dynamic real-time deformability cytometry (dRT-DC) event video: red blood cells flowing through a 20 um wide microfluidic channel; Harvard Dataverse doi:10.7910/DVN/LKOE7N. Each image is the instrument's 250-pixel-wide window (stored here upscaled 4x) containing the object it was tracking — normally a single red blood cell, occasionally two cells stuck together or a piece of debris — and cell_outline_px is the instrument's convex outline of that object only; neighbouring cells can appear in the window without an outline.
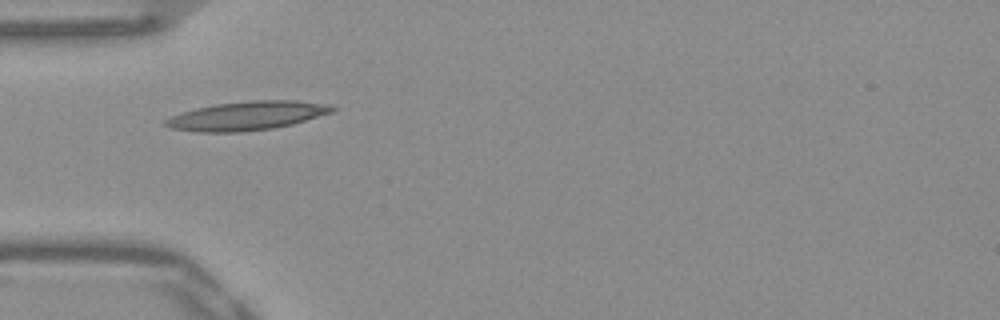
{"species": "Egyptian fruit bat (a non-hibernating species)", "species_latin": "Rousettus aegyptiacus", "temperature_condition": "warm", "stored_images_in_passage": 37, "camera_frame_rate_fps": 3000, "um_per_image_px": 0.085, "frame": {"image": 1, "passage_image": 1, "time_ms": 0.0, "image_size_px": [1000, 320], "cell_outline_px": [[336, 108], [332, 112], [292, 124], [272, 128], [240, 132], [196, 132], [172, 128], [164, 124], [164, 120], [180, 112], [196, 108], [216, 104], [252, 100], [296, 100], [332, 104]], "centroid_in_image_um": [21.01, 9.83], "position_along_channel_um": 64.0, "area_um2": 27.98}}
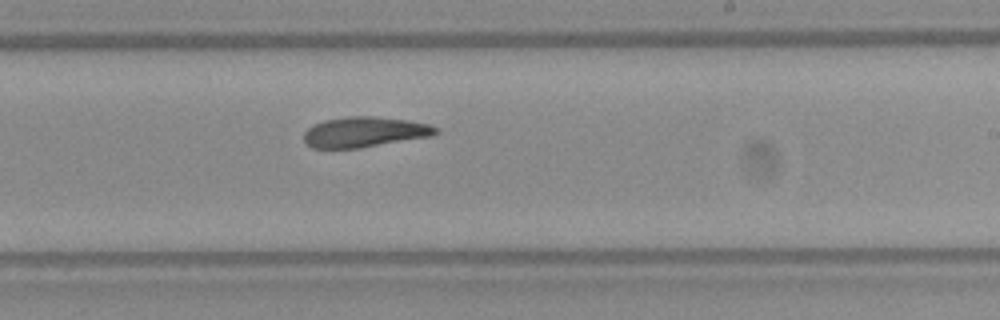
{"frame": {"image": 2, "passage_image": 16, "time_ms": 5.0, "image_size_px": [1000, 320], "cell_outline_px": [[440, 132], [432, 136], [360, 148], [312, 148], [304, 140], [304, 132], [312, 124], [324, 120], [348, 116], [372, 116], [408, 120], [428, 124], [440, 128]], "centroid_in_image_um": [31.01, 11.22], "position_along_channel_um": 258.0, "area_um2": 23.47}}
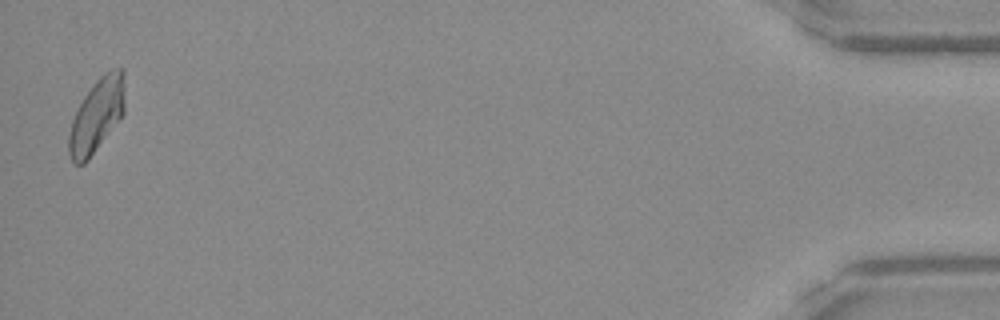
{"frame": {"image": 3, "passage_image": 36, "time_ms": 11.667, "image_size_px": [1000, 320], "cell_outline_px": [[124, 112], [88, 160], [84, 164], [76, 164], [72, 160], [68, 152], [68, 136], [72, 120], [84, 96], [96, 80], [104, 72], [112, 68], [124, 68]], "centroid_in_image_um": [8.22, 9.78], "position_along_channel_um": 427.0, "area_um2": 23.7}, "authors_computed_cell_mechanics": {"area_um2": 23.6402, "velocity_mm_per_s": 3.8906, "shape_relaxation_time_tau1_ms": null, "shape_relaxation_time_tau2_ms": 9.7512, "deformation_change_tau1": null, "deformation_change_tau2": 0.2052}}